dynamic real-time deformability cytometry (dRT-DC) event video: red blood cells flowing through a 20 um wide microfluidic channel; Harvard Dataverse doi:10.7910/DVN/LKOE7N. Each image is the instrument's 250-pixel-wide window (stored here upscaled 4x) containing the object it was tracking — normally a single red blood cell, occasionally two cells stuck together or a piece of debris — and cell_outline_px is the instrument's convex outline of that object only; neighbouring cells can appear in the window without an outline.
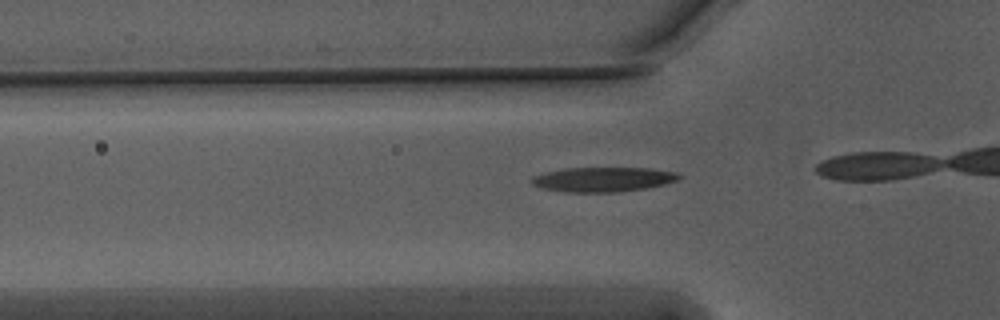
{"species": "Egyptian fruit bat (a non-hibernating species)", "species_latin": "Rousettus aegyptiacus", "temperature_condition": "warm", "stored_images_in_passage": 19, "camera_frame_rate_fps": 3000, "um_per_image_px": 0.085, "animal": {"sex": "male"}, "frame": {"image": 1, "passage_image": 12, "time_ms": 3.667, "image_size_px": [1000, 320], "cell_outline_px": [[680, 176], [676, 180], [664, 184], [648, 188], [616, 192], [568, 192], [540, 188], [532, 184], [532, 176], [544, 172], [564, 168], [652, 168], [676, 172]], "centroid_in_image_um": [51.23, 15.25], "position_along_channel_um": 74.6, "area_um2": 21.15}}